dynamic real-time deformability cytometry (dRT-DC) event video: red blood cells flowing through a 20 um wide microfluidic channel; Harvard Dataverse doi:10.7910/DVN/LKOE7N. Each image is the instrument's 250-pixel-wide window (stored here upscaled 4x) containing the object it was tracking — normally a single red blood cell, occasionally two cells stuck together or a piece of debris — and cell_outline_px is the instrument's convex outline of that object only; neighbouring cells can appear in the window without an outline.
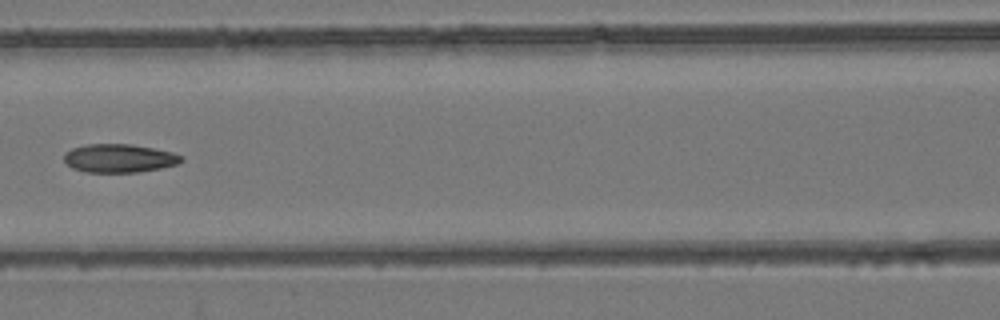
{"species": "common noctule bat (a hibernating species)", "species_latin": "Nyctalus noctula", "temperature_condition": "room temperature", "stored_images_in_passage": 7, "camera_frame_rate_fps": 3000, "um_per_image_px": 0.085, "animal": {"sex": "female", "body_mass_g": 24.6, "forearm_length_mm": 56.2}, "frame": {"image": 1, "passage_image": 7, "time_ms": 7.667, "image_size_px": [1000, 320], "cell_outline_px": [[184, 160], [176, 164], [160, 168], [136, 172], [84, 172], [72, 168], [64, 160], [64, 152], [72, 148], [88, 144], [132, 144], [172, 152], [184, 156]], "centroid_in_image_um": [10.12, 13.45], "position_along_channel_um": 156.5, "area_um2": 19.42}}